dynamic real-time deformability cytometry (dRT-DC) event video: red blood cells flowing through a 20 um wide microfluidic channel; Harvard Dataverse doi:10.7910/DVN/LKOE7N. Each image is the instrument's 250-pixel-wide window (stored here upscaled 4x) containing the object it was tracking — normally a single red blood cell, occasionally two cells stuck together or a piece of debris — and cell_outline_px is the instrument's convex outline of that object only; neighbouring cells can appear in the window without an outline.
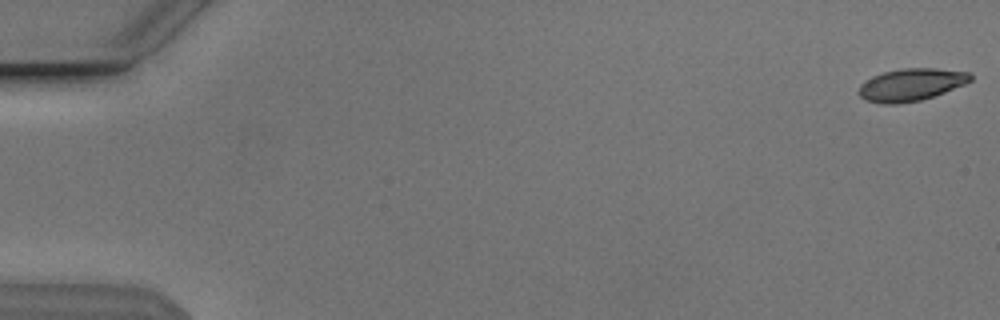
{"species": "Egyptian fruit bat (a non-hibernating species)", "species_latin": "Rousettus aegyptiacus", "temperature_condition": "cold", "stored_images_in_passage": 20, "camera_frame_rate_fps": 3000, "um_per_image_px": 0.085, "animal": {"sex": "male"}, "frame": {"image": 1, "passage_image": 1, "time_ms": 0.0, "image_size_px": [1000, 320], "cell_outline_px": [[972, 80], [964, 84], [944, 92], [920, 100], [896, 104], [884, 104], [864, 100], [860, 96], [860, 84], [872, 76], [884, 72], [900, 68], [936, 68], [968, 72], [972, 76]], "centroid_in_image_um": [77.43, 7.19], "position_along_channel_um": 7.6, "area_um2": 20.92}}
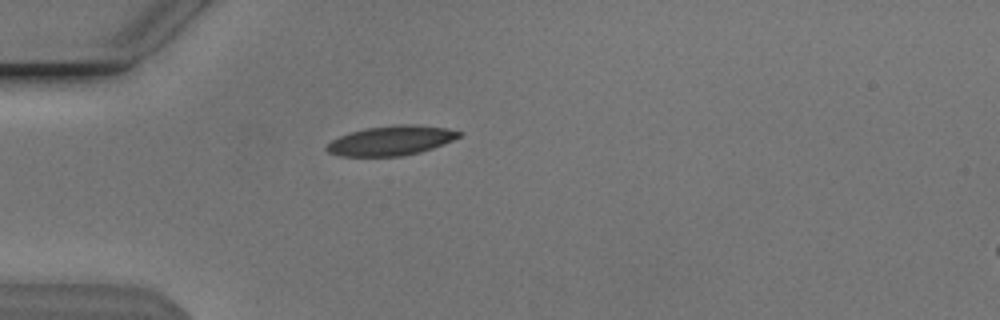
{"frame": {"image": 2, "passage_image": 16, "time_ms": 5.0, "image_size_px": [1000, 320], "cell_outline_px": [[464, 132], [460, 136], [452, 140], [432, 148], [420, 152], [400, 156], [340, 156], [328, 152], [324, 148], [332, 140], [340, 136], [364, 128], [404, 124], [408, 124], [448, 128]], "centroid_in_image_um": [33.24, 11.95], "position_along_channel_um": 51.8, "area_um2": 22.6}}